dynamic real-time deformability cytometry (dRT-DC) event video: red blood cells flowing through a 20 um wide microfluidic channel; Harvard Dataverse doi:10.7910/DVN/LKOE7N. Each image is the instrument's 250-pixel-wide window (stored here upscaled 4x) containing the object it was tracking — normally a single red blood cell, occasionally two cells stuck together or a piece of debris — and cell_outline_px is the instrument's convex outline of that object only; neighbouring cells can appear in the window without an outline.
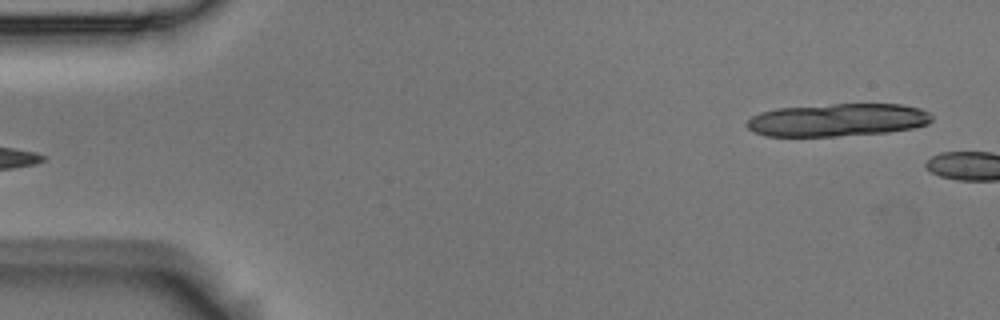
{"species": "Egyptian fruit bat (a non-hibernating species)", "species_latin": "Rousettus aegyptiacus", "temperature_condition": "room temperature", "stored_images_in_passage": 5, "segment_of_instrument_passage": [2, 2], "camera_frame_rate_fps": 3000, "um_per_image_px": 0.085, "animal": {"sex": "male"}, "frame": {"image": 1, "passage_image": 5, "time_ms": 1.333, "image_size_px": [1000, 320], "cell_outline_px": [[932, 120], [928, 124], [912, 128], [888, 132], [836, 136], [764, 136], [752, 132], [744, 124], [752, 116], [760, 112], [776, 108], [832, 104], [900, 104], [920, 108], [928, 112], [932, 116]], "centroid_in_image_um": [71.16, 10.19], "position_along_channel_um": 13.8, "area_um2": 35.55}}